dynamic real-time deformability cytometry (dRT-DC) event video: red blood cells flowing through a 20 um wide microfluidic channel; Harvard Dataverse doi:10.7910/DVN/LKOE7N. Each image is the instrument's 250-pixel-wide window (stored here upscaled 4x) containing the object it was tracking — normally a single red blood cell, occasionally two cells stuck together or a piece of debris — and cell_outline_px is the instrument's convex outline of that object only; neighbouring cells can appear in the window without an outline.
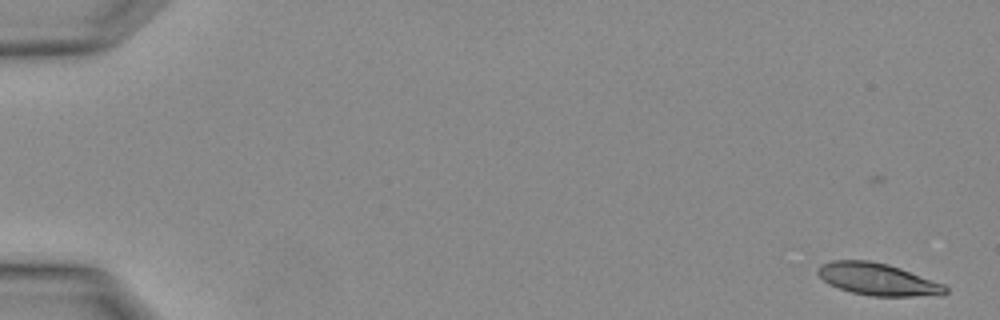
{"species": "Egyptian fruit bat (a non-hibernating species)", "species_latin": "Rousettus aegyptiacus", "temperature_condition": "warm", "stored_images_in_passage": 3, "camera_frame_rate_fps": 3000, "um_per_image_px": 0.085, "animal": {"sex": "female"}, "frame": {"image": 1, "passage_image": 1, "time_ms": 0.0, "image_size_px": [1000, 320], "cell_outline_px": [[948, 292], [912, 296], [872, 296], [852, 292], [828, 284], [816, 272], [824, 264], [832, 260], [868, 260], [888, 264], [900, 268], [944, 284], [948, 288]], "centroid_in_image_um": [74.58, 23.72], "position_along_channel_um": 10.4, "area_um2": 23.35}}
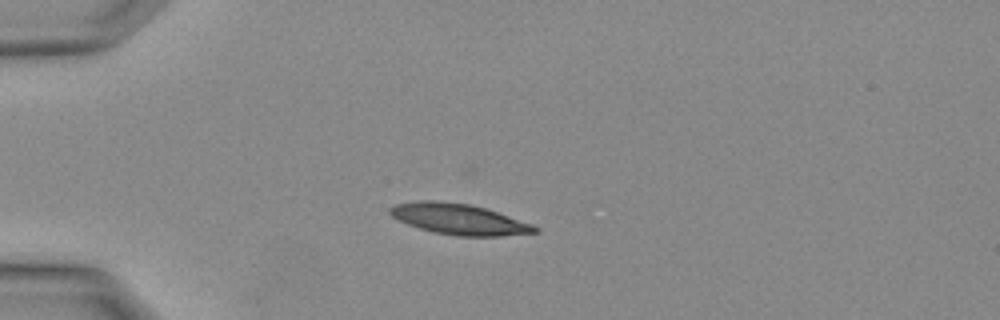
{"frame": {"image": 2, "passage_image": 3, "time_ms": 0.667, "image_size_px": [1000, 320], "cell_outline_px": [[540, 232], [500, 236], [456, 236], [432, 232], [408, 224], [392, 216], [388, 212], [388, 208], [396, 204], [420, 200], [432, 200], [468, 204], [484, 208], [532, 224], [540, 228]], "centroid_in_image_um": [39.01, 18.64], "position_along_channel_um": 46.0, "area_um2": 25.78}}